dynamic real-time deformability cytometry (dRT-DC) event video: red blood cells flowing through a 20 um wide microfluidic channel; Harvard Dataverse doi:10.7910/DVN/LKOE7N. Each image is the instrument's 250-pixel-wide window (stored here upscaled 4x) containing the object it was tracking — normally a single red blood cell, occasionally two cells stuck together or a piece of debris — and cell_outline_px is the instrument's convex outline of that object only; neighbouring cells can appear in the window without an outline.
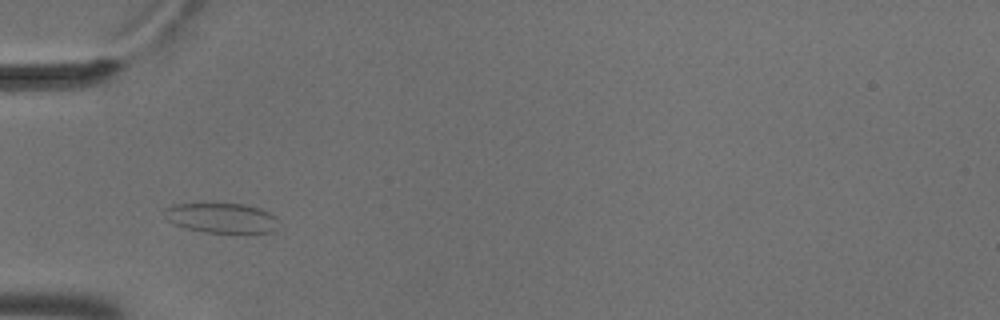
{"species": "common noctule bat (a hibernating species)", "species_latin": "Nyctalus noctula", "temperature_condition": "cold", "stored_images_in_passage": 7, "camera_frame_rate_fps": 3000, "um_per_image_px": 0.085, "animal": {"sex": "male", "body_mass_g": 18.8}, "frame": {"image": 1, "passage_image": 3, "time_ms": 0.667, "image_size_px": [1000, 320], "cell_outline_px": [[280, 228], [272, 232], [248, 236], [244, 236], [204, 232], [188, 228], [176, 224], [168, 220], [164, 208], [172, 204], [200, 200], [244, 204], [260, 208], [276, 216], [280, 220]], "centroid_in_image_um": [18.93, 18.52], "position_along_channel_um": 66.1, "area_um2": 21.91}}
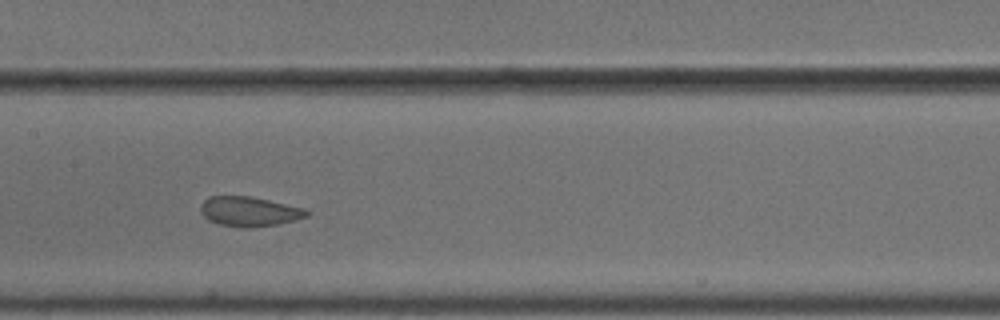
{"frame": {"image": 2, "passage_image": 6, "time_ms": 1.667, "image_size_px": [1000, 320], "cell_outline_px": [[312, 212], [308, 216], [296, 220], [276, 224], [252, 228], [240, 228], [220, 224], [208, 220], [200, 212], [200, 204], [208, 196], [248, 196], [268, 200], [304, 208]], "centroid_in_image_um": [21.18, 17.98], "position_along_channel_um": 186.2, "area_um2": 18.5}}
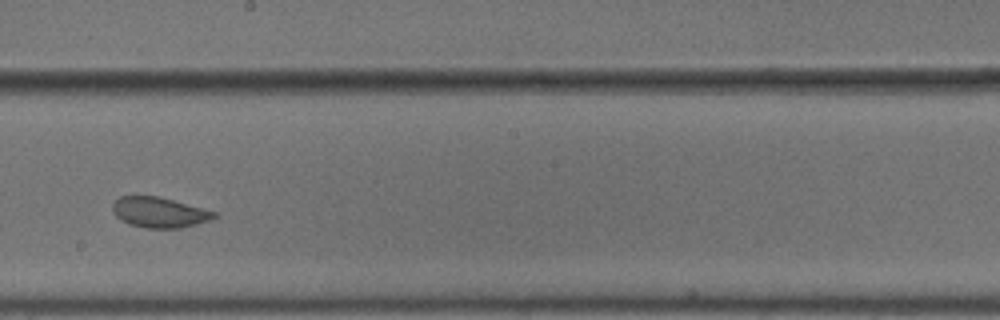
{"frame": {"image": 3, "passage_image": 7, "time_ms": 2.0, "image_size_px": [1000, 320], "cell_outline_px": [[220, 216], [212, 220], [180, 228], [144, 228], [128, 224], [120, 220], [116, 216], [112, 208], [112, 204], [120, 196], [156, 196], [172, 200], [216, 212]], "centroid_in_image_um": [13.54, 18.07], "position_along_channel_um": 234.7, "area_um2": 17.98}}